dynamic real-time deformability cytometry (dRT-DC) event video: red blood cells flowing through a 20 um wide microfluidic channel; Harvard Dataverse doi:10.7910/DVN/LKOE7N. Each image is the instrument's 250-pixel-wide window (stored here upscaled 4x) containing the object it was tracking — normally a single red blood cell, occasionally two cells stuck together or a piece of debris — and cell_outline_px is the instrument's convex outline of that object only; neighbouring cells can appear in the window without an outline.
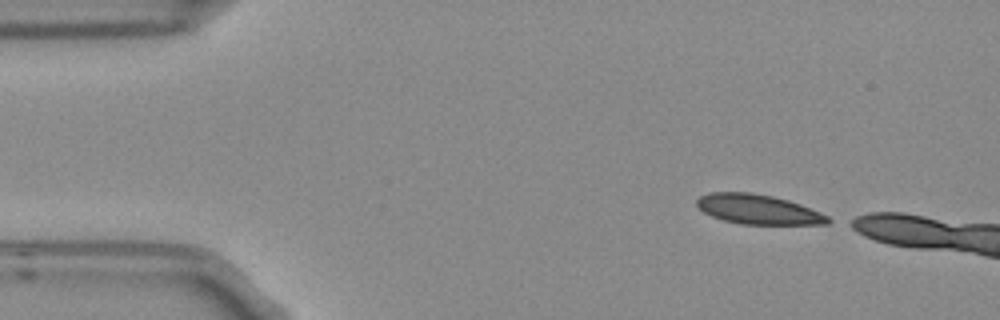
{"species": "Egyptian fruit bat (a non-hibernating species)", "species_latin": "Rousettus aegyptiacus", "temperature_condition": "room temperature", "stored_images_in_passage": 3, "camera_frame_rate_fps": 3000, "um_per_image_px": 0.085, "frame": {"image": 1, "passage_image": 1, "time_ms": 0.0, "image_size_px": [1000, 320], "cell_outline_px": [[836, 220], [828, 224], [740, 224], [724, 220], [712, 216], [704, 212], [696, 204], [696, 200], [700, 196], [708, 192], [752, 192], [772, 196], [788, 200], [800, 204], [820, 212]], "centroid_in_image_um": [64.47, 17.79], "position_along_channel_um": 20.5, "area_um2": 22.77}}